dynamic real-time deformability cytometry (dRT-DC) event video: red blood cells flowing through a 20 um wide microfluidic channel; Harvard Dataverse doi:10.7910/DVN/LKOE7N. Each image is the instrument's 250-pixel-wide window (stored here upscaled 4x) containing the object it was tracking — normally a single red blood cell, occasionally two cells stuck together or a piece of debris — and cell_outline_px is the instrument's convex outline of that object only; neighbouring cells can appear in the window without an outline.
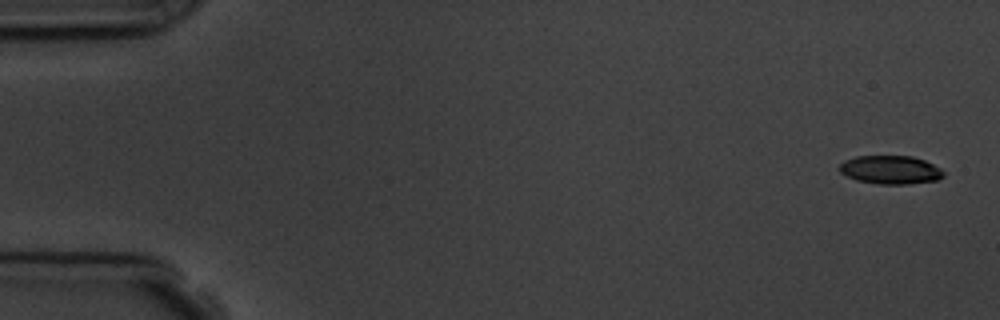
{"species": "common noctule bat (a hibernating species)", "species_latin": "Nyctalus noctula", "temperature_condition": "room temperature", "stored_images_in_passage": 5, "camera_frame_rate_fps": 3000, "um_per_image_px": 0.085, "animal": {"sex": "male", "body_mass_g": 19.5, "forearm_length_mm": 54.6}, "frame": {"image": 1, "passage_image": 1, "time_ms": 0.0, "image_size_px": [1000, 320], "cell_outline_px": [[944, 176], [936, 180], [908, 184], [880, 184], [856, 180], [840, 172], [840, 164], [844, 160], [856, 156], [912, 156], [924, 160], [940, 168], [944, 172]], "centroid_in_image_um": [75.69, 14.43], "position_along_channel_um": 9.3, "area_um2": 17.17}}
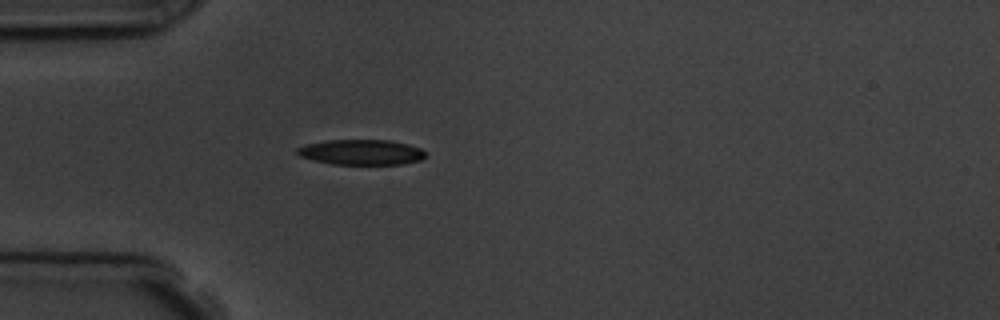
{"frame": {"image": 2, "passage_image": 5, "time_ms": 4.667, "image_size_px": [1000, 320], "cell_outline_px": [[424, 156], [420, 160], [400, 164], [332, 164], [312, 160], [300, 156], [296, 152], [296, 148], [308, 144], [328, 140], [388, 140], [408, 144], [420, 148], [424, 152]], "centroid_in_image_um": [30.68, 12.93], "position_along_channel_um": 54.3, "area_um2": 18.73}}